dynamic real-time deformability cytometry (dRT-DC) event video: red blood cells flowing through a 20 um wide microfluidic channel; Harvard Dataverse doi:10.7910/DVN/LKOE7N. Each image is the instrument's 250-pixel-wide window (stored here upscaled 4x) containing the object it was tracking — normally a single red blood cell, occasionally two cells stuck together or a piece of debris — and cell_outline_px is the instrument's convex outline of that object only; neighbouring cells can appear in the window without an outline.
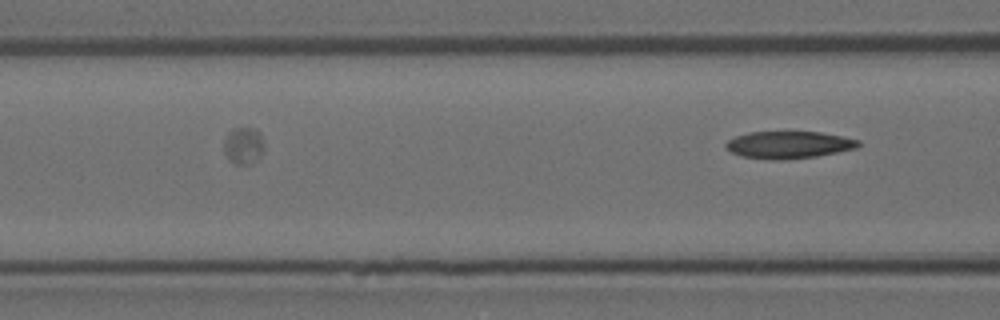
{"species": "Egyptian fruit bat (a non-hibernating species)", "species_latin": "Rousettus aegyptiacus", "temperature_condition": "room temperature", "stored_images_in_passage": 6, "camera_frame_rate_fps": 3000, "um_per_image_px": 0.085, "animal": {"sex": "female"}, "frame": {"image": 1, "passage_image": 6, "time_ms": 1.667, "image_size_px": [1000, 320], "cell_outline_px": [[860, 144], [856, 148], [816, 156], [784, 160], [772, 160], [740, 156], [732, 152], [724, 144], [728, 140], [736, 136], [748, 132], [820, 132], [860, 140]], "centroid_in_image_um": [67.02, 12.31], "position_along_channel_um": 99.6, "area_um2": 20.87}}